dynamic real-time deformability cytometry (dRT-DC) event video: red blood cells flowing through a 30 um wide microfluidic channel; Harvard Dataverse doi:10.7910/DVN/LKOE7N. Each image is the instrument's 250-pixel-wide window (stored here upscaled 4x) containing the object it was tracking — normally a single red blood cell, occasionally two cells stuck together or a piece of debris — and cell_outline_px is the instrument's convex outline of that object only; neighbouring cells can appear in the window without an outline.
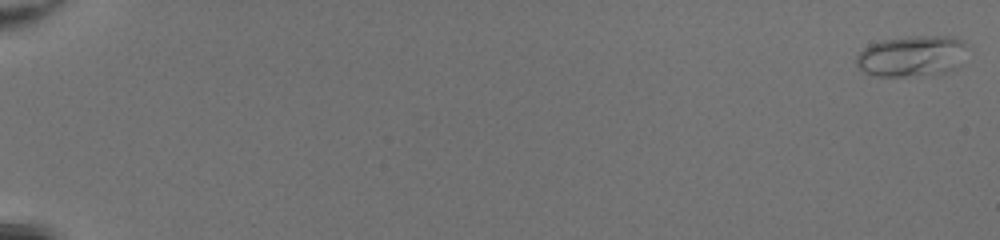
{"species": "common noctule bat (a hibernating species)", "species_latin": "Nyctalus noctula", "temperature_condition": "room temperature", "stored_images_in_passage": 51, "camera_frame_rate_fps": 3000, "um_per_image_px": 0.085, "animal": {"sex": "female", "body_mass_g": 20.0, "forearm_length_mm": 54.0}, "frame": {"image": 1, "passage_image": 1, "time_ms": 0.0, "image_size_px": [1000, 240], "cell_outline_px": [[964, 44], [960, 64], [956, 68], [944, 72], [904, 76], [872, 76], [864, 72], [856, 64], [856, 56], [864, 48], [880, 40], [908, 36], [952, 36], [960, 40]], "centroid_in_image_um": [77.43, 4.76], "position_along_channel_um": 7.6, "area_um2": 26.07}}
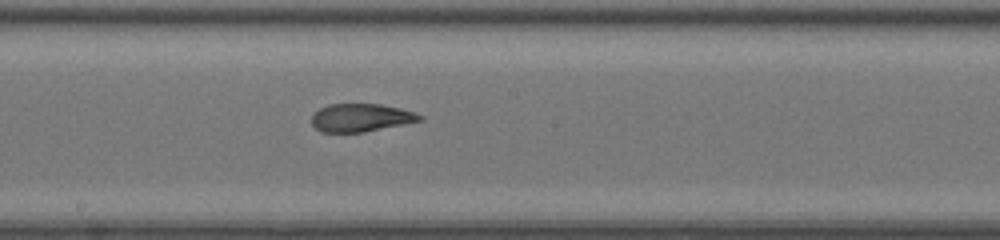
{"frame": {"image": 2, "passage_image": 31, "time_ms": 10.0, "image_size_px": [1000, 240], "cell_outline_px": [[424, 120], [364, 132], [320, 132], [312, 124], [312, 112], [328, 104], [380, 104], [400, 108], [424, 116]], "centroid_in_image_um": [30.66, 10.0], "position_along_channel_um": 217.5, "area_um2": 17.69}}
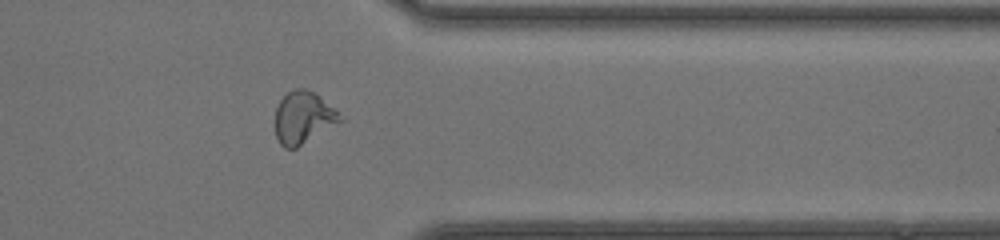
{"frame": {"image": 3, "passage_image": 43, "time_ms": 14.0, "image_size_px": [1000, 240], "cell_outline_px": [[344, 120], [296, 148], [284, 148], [280, 144], [276, 136], [276, 108], [280, 100], [292, 88], [304, 88], [316, 92]], "centroid_in_image_um": [25.76, 9.99], "position_along_channel_um": 385.6, "area_um2": 19.54}, "authors_computed_cell_mechanics": {"area_um2": 19.363, "velocity_mm_per_s": 4.2928, "shape_relaxation_time_tau1_ms": null, "shape_relaxation_time_tau2_ms": 1.3385, "deformation_change_tau1": null, "deformation_change_tau2": 0.0891}}